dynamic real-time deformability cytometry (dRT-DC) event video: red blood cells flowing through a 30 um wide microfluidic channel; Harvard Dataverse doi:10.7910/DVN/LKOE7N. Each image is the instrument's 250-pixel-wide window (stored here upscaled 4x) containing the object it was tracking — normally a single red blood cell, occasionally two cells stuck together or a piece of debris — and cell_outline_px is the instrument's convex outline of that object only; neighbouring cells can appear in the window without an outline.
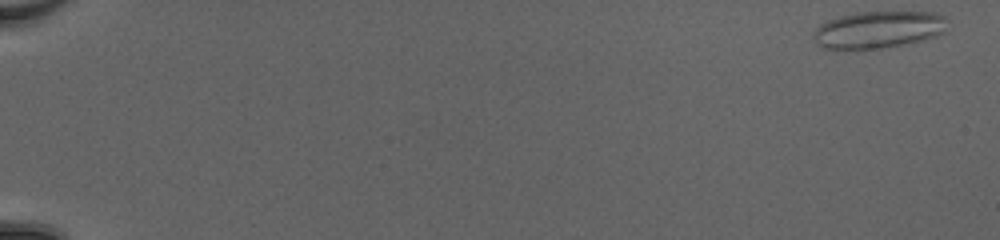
{"species": "common noctule bat (a hibernating species)", "species_latin": "Nyctalus noctula", "temperature_condition": "cold", "stored_images_in_passage": 50, "camera_frame_rate_fps": 3000, "um_per_image_px": 0.085, "animal": {"sex": "female", "body_mass_g": 20.0, "forearm_length_mm": 54.0}, "frame": {"image": 1, "passage_image": 1, "time_ms": 0.0, "image_size_px": [1000, 240], "cell_outline_px": [[944, 32], [936, 36], [924, 40], [904, 44], [880, 48], [820, 48], [812, 40], [812, 36], [816, 28], [820, 24], [828, 20], [840, 16], [856, 12], [936, 12], [944, 16]], "centroid_in_image_um": [74.62, 2.51], "position_along_channel_um": 10.4, "area_um2": 28.78}}
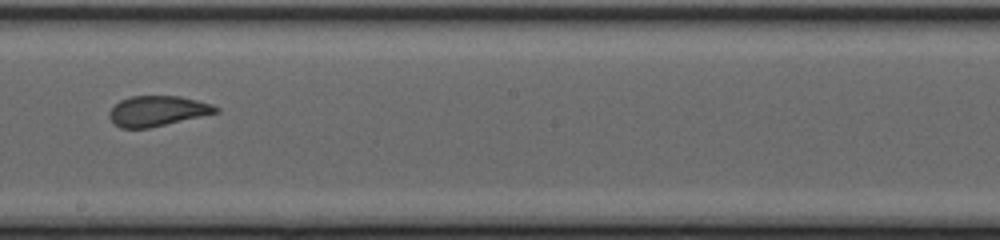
{"frame": {"image": 2, "passage_image": 31, "time_ms": 10.0, "image_size_px": [1000, 240], "cell_outline_px": [[220, 112], [148, 128], [120, 128], [112, 124], [108, 116], [108, 112], [120, 100], [132, 96], [180, 96], [212, 104], [220, 108]], "centroid_in_image_um": [13.36, 9.44], "position_along_channel_um": 234.8, "area_um2": 18.84}}
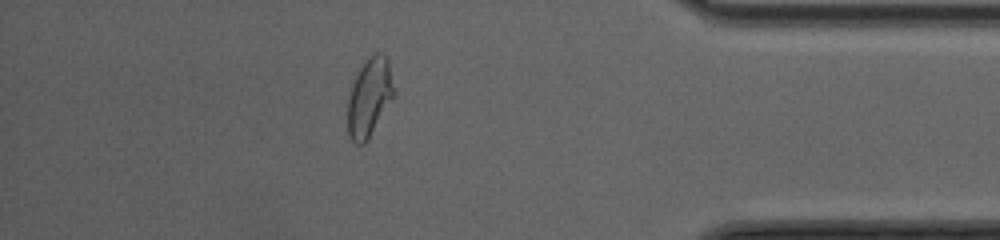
{"frame": {"image": 3, "passage_image": 45, "time_ms": 14.667, "image_size_px": [1000, 240], "cell_outline_px": [[396, 92], [368, 140], [364, 144], [356, 144], [352, 140], [348, 132], [348, 96], [352, 84], [360, 68], [376, 52], [380, 52], [388, 60]], "centroid_in_image_um": [31.41, 8.3], "position_along_channel_um": 403.8, "area_um2": 20.87}, "authors_computed_cell_mechanics": {"area_um2": 20.8658, "velocity_mm_per_s": 4.1933, "shape_relaxation_time_tau1_ms": null, "shape_relaxation_time_tau2_ms": 0.7857, "deformation_change_tau1": null, "deformation_change_tau2": 0.0623}}